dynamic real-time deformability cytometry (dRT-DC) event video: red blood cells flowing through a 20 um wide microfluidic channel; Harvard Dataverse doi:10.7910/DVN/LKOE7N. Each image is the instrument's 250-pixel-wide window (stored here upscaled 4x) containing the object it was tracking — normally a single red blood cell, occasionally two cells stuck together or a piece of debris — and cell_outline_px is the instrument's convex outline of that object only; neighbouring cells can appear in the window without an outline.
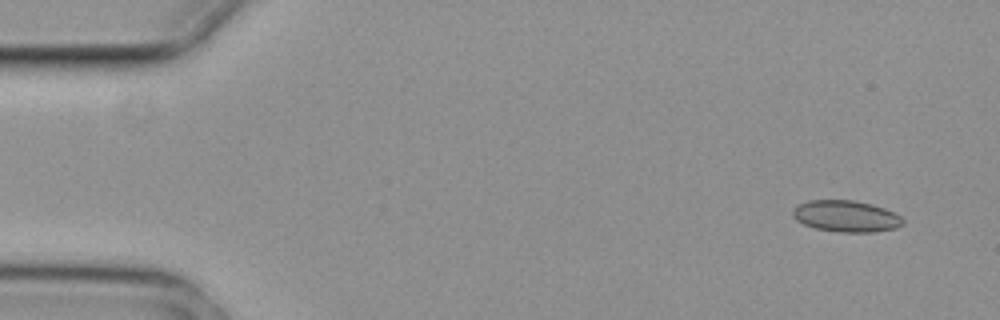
{"species": "common noctule bat (a hibernating species)", "species_latin": "Nyctalus noctula", "temperature_condition": "cold", "stored_images_in_passage": 5, "camera_frame_rate_fps": 3000, "um_per_image_px": 0.085, "animal": {"sex": "female", "body_mass_g": 29.2, "forearm_length_mm": 56.3}, "frame": {"image": 1, "passage_image": 1, "time_ms": 0.0, "image_size_px": [1000, 320], "cell_outline_px": [[904, 224], [896, 228], [872, 232], [840, 232], [816, 228], [804, 224], [796, 220], [792, 216], [792, 208], [808, 200], [856, 200], [872, 204], [884, 208], [900, 216], [904, 220]], "centroid_in_image_um": [71.91, 18.37], "position_along_channel_um": 13.1, "area_um2": 20.23}}
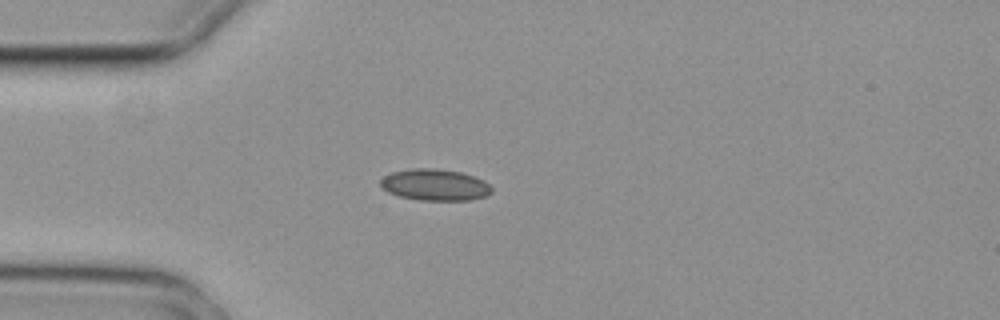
{"frame": {"image": 2, "passage_image": 4, "time_ms": 1.0, "image_size_px": [1000, 320], "cell_outline_px": [[492, 192], [488, 196], [472, 200], [420, 200], [400, 196], [388, 192], [380, 188], [380, 180], [384, 176], [392, 172], [408, 168], [436, 168], [460, 172], [484, 180], [492, 188]], "centroid_in_image_um": [36.96, 15.71], "position_along_channel_um": 48.0, "area_um2": 20.58}}